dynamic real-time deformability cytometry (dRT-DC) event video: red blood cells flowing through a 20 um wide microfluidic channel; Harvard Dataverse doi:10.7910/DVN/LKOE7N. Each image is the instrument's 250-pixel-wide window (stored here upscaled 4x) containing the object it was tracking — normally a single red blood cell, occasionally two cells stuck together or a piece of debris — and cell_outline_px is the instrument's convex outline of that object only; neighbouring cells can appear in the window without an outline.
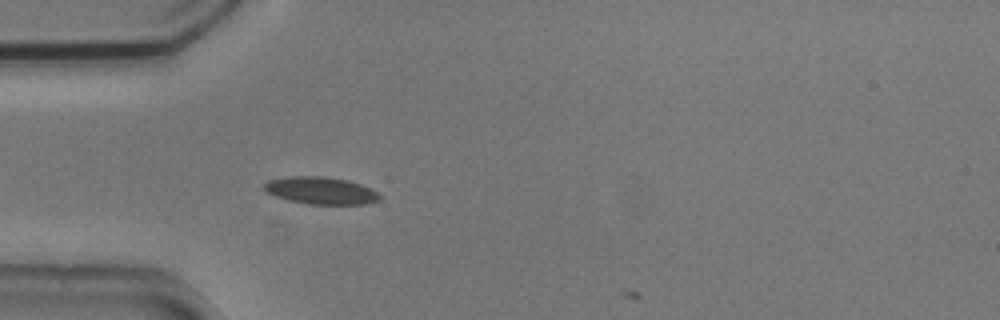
{"species": "common noctule bat (a hibernating species)", "species_latin": "Nyctalus noctula", "temperature_condition": "cold", "stored_images_in_passage": 4, "camera_frame_rate_fps": 3000, "um_per_image_px": 0.085, "animal": {"sex": "male", "body_mass_g": 20.5, "forearm_length_mm": 52.5}, "frame": {"image": 1, "passage_image": 4, "time_ms": 1.0, "image_size_px": [1000, 320], "cell_outline_px": [[380, 200], [364, 204], [308, 204], [288, 200], [276, 196], [268, 192], [264, 188], [264, 184], [268, 180], [288, 176], [324, 176], [348, 180], [360, 184], [376, 192], [380, 196]], "centroid_in_image_um": [27.25, 16.19], "position_along_channel_um": 57.7, "area_um2": 18.21}}